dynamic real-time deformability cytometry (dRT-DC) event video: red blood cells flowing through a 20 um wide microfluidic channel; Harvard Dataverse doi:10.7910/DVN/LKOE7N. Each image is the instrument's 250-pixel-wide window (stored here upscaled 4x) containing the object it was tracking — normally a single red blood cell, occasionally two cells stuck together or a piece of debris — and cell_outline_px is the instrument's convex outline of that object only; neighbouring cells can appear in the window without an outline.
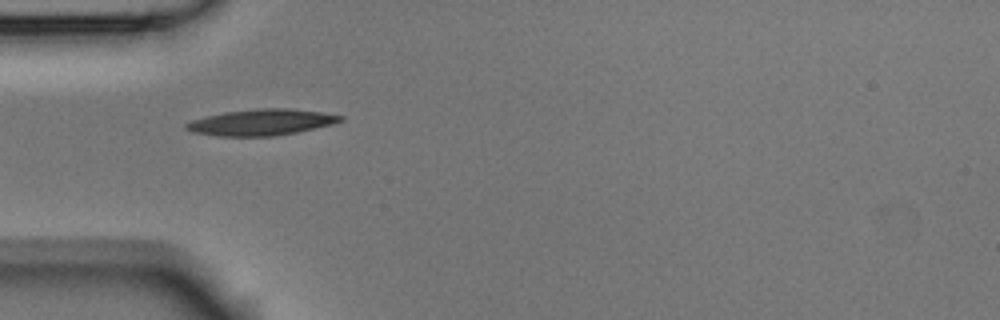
{"species": "Egyptian fruit bat (a non-hibernating species)", "species_latin": "Rousettus aegyptiacus", "temperature_condition": "room temperature", "stored_images_in_passage": 4, "camera_frame_rate_fps": 3000, "um_per_image_px": 0.085, "animal": {"sex": "male"}, "frame": {"image": 1, "passage_image": 3, "time_ms": 0.667, "image_size_px": [1000, 320], "cell_outline_px": [[344, 120], [336, 124], [276, 136], [216, 136], [192, 132], [184, 128], [184, 124], [192, 120], [224, 112], [260, 108], [284, 108], [320, 112], [344, 116]], "centroid_in_image_um": [22.23, 10.4], "position_along_channel_um": 62.8, "area_um2": 23.52}}
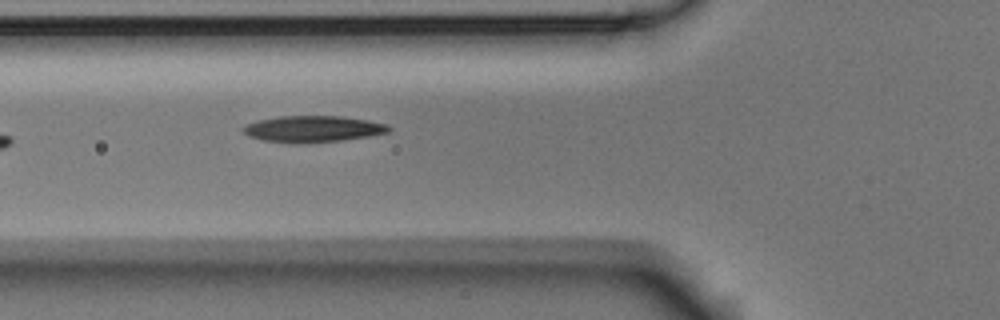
{"frame": {"image": 2, "passage_image": 4, "time_ms": 1.0, "image_size_px": [1000, 320], "cell_outline_px": [[392, 128], [388, 132], [368, 136], [344, 140], [304, 144], [296, 144], [260, 140], [248, 136], [240, 128], [244, 124], [276, 116], [340, 116], [368, 120], [388, 124]], "centroid_in_image_um": [26.56, 10.97], "position_along_channel_um": 99.2, "area_um2": 22.77}}